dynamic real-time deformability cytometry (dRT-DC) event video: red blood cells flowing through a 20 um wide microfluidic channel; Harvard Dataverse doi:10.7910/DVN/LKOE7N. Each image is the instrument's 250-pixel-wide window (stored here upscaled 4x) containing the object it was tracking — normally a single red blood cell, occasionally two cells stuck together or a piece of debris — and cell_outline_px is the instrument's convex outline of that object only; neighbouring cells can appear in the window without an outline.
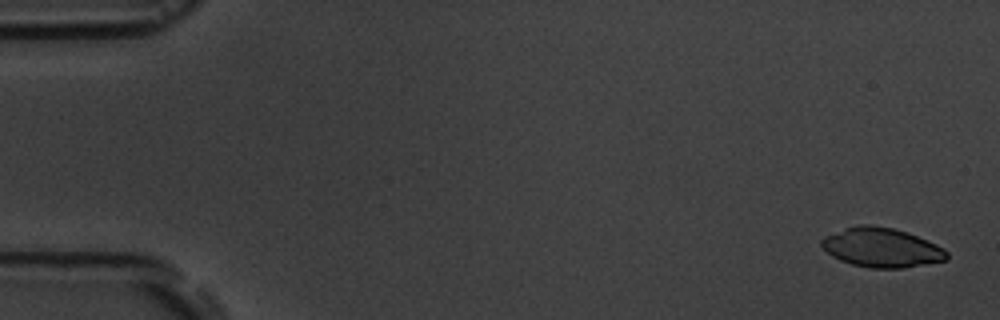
{"species": "common noctule bat (a hibernating species)", "species_latin": "Nyctalus noctula", "temperature_condition": "room temperature", "stored_images_in_passage": 6, "camera_frame_rate_fps": 3000, "um_per_image_px": 0.085, "animal": {"sex": "male", "body_mass_g": 19.5, "forearm_length_mm": 54.6}, "frame": {"image": 1, "passage_image": 1, "time_ms": 0.0, "image_size_px": [1000, 320], "cell_outline_px": [[948, 260], [904, 268], [868, 268], [852, 264], [840, 260], [832, 256], [820, 244], [820, 240], [824, 236], [844, 228], [860, 224], [872, 224], [892, 228], [916, 236], [936, 244], [944, 248], [948, 252]], "centroid_in_image_um": [74.93, 21.05], "position_along_channel_um": 10.1, "area_um2": 28.73}}